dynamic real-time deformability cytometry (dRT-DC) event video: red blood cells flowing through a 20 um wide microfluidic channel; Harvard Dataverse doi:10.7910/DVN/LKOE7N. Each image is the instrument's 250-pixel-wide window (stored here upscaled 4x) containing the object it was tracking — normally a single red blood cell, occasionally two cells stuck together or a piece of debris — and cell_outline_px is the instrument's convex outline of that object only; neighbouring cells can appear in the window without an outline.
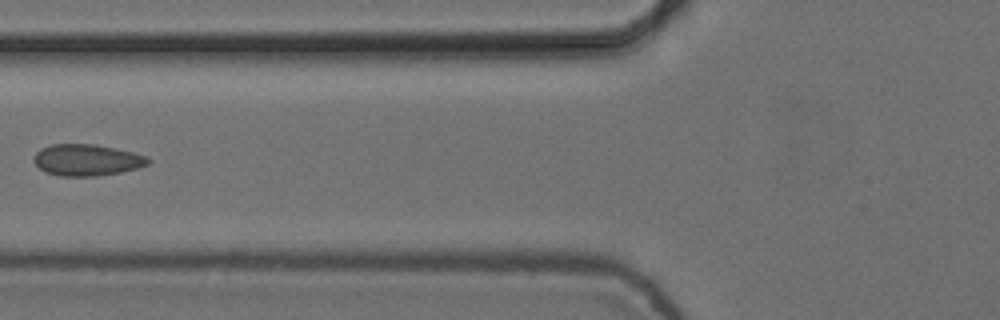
{"species": "common noctule bat (a hibernating species)", "species_latin": "Nyctalus noctula", "temperature_condition": "cold", "stored_images_in_passage": 6, "camera_frame_rate_fps": 3000, "um_per_image_px": 0.085, "animal": {"sex": "female", "body_mass_g": 24.6, "forearm_length_mm": 56.2}, "frame": {"image": 1, "passage_image": 5, "time_ms": 1.333, "image_size_px": [1000, 320], "cell_outline_px": [[152, 160], [148, 164], [140, 168], [120, 172], [96, 176], [60, 176], [44, 172], [32, 160], [32, 156], [40, 148], [52, 144], [96, 144], [132, 152], [148, 156]], "centroid_in_image_um": [7.38, 13.6], "position_along_channel_um": 118.4, "area_um2": 21.21}}
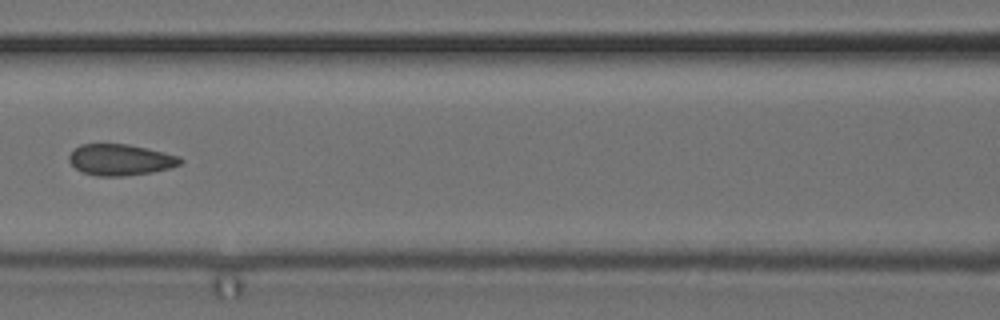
{"frame": {"image": 2, "passage_image": 6, "time_ms": 1.667, "image_size_px": [1000, 320], "cell_outline_px": [[184, 160], [180, 164], [168, 168], [152, 172], [124, 176], [96, 176], [84, 172], [76, 168], [68, 160], [68, 156], [80, 144], [128, 144], [148, 148], [180, 156]], "centroid_in_image_um": [10.25, 13.57], "position_along_channel_um": 156.4, "area_um2": 20.17}}